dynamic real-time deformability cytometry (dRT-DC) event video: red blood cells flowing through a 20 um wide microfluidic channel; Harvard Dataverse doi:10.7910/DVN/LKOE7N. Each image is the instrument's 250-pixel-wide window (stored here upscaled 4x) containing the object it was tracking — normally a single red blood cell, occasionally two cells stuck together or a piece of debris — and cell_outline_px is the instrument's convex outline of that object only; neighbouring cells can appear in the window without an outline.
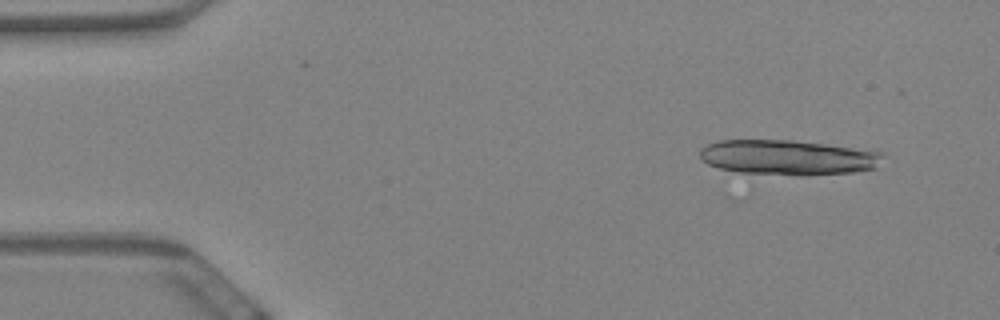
{"species": "Egyptian fruit bat (a non-hibernating species)", "species_latin": "Rousettus aegyptiacus", "temperature_condition": "warm", "stored_images_in_passage": 17, "camera_frame_rate_fps": 3000, "um_per_image_px": 0.085, "animal": {"sex": "female"}, "frame": {"image": 1, "passage_image": 5, "time_ms": 1.333, "image_size_px": [1000, 320], "cell_outline_px": [[884, 156], [876, 168], [856, 172], [800, 176], [740, 172], [720, 168], [708, 164], [700, 160], [700, 148], [716, 140], [792, 140], [824, 144], [884, 152]], "centroid_in_image_um": [66.97, 13.38], "position_along_channel_um": 18.0, "area_um2": 37.57}}